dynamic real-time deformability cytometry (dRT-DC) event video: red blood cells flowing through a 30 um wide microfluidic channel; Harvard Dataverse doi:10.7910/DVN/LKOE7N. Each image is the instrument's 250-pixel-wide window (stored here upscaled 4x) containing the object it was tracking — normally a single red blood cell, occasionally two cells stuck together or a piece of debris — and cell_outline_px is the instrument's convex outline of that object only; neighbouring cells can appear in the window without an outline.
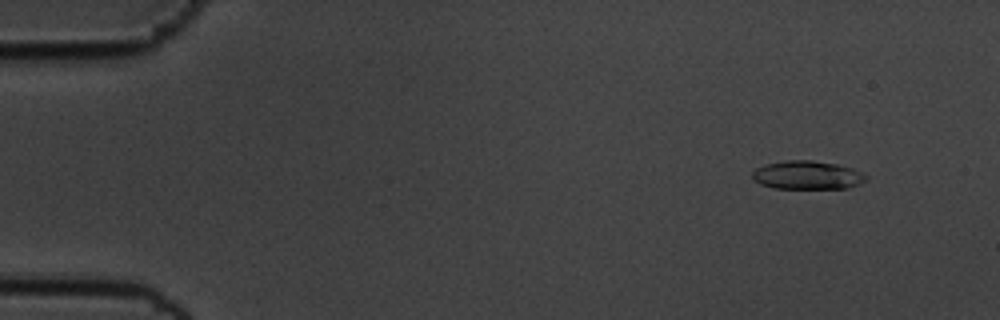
{"species": "common noctule bat (a hibernating species)", "species_latin": "Nyctalus noctula", "temperature_condition": "cold", "stored_images_in_passage": 58, "camera_frame_rate_fps": 3000, "um_per_image_px": 0.085, "animal": {"sex": "male", "body_mass_g": 19.5, "forearm_length_mm": 54.6}, "frame": {"image": 1, "passage_image": 6, "time_ms": 1.667, "image_size_px": [1000, 320], "cell_outline_px": [[868, 180], [848, 188], [776, 188], [760, 184], [752, 180], [752, 172], [756, 168], [764, 164], [788, 160], [812, 160], [836, 164], [852, 168], [868, 176]], "centroid_in_image_um": [68.6, 14.88], "position_along_channel_um": 16.4, "area_um2": 18.9}}
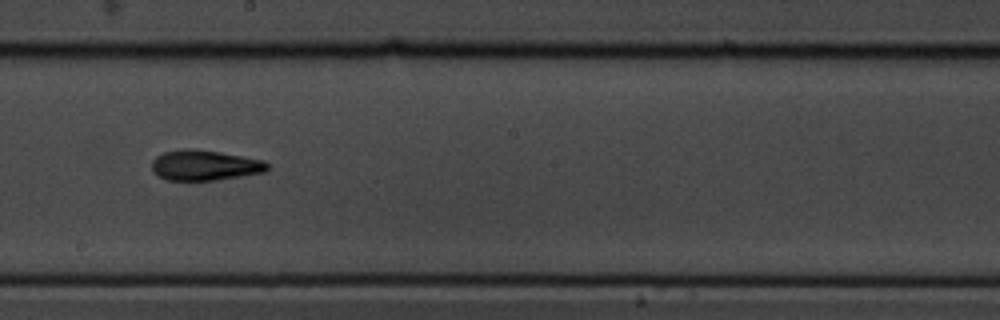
{"frame": {"image": 2, "passage_image": 33, "time_ms": 10.667, "image_size_px": [1000, 320], "cell_outline_px": [[268, 168], [264, 172], [216, 180], [168, 180], [152, 172], [152, 160], [156, 156], [164, 152], [184, 148], [188, 148], [220, 152], [264, 160], [268, 164]], "centroid_in_image_um": [17.38, 14.04], "position_along_channel_um": 230.8, "area_um2": 20.35}}
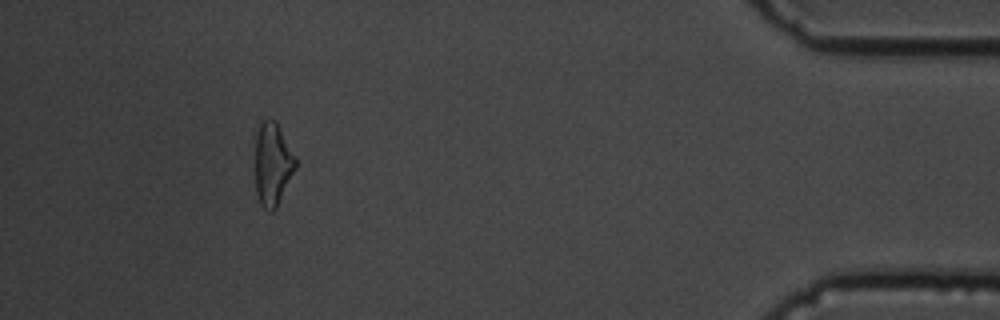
{"frame": {"image": 3, "passage_image": 53, "time_ms": 17.333, "image_size_px": [1000, 320], "cell_outline_px": [[296, 168], [276, 208], [272, 212], [268, 212], [260, 204], [256, 192], [252, 136], [260, 124], [264, 120], [276, 120], [296, 156]], "centroid_in_image_um": [23.12, 13.91], "position_along_channel_um": 412.1, "area_um2": 20.46}, "authors_computed_cell_mechanics": {"area_um2": 19.5364, "velocity_mm_per_s": 3.5555, "shape_relaxation_time_tau1_ms": 5.3312, "shape_relaxation_time_tau2_ms": 3.07, "deformation_change_tau1": 0.1765, "deformation_change_tau2": 0.1186}}